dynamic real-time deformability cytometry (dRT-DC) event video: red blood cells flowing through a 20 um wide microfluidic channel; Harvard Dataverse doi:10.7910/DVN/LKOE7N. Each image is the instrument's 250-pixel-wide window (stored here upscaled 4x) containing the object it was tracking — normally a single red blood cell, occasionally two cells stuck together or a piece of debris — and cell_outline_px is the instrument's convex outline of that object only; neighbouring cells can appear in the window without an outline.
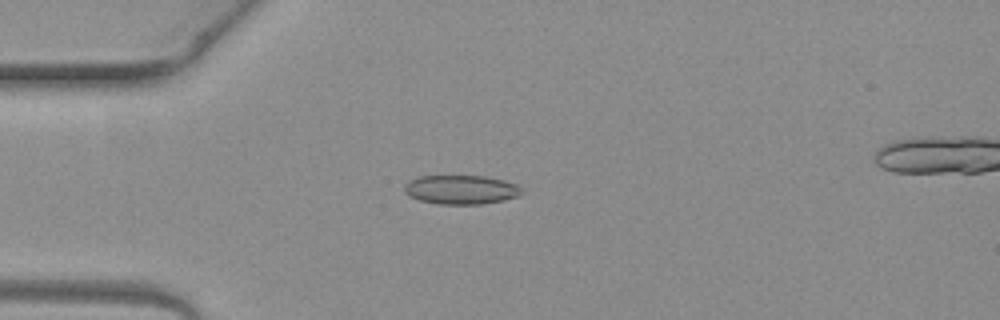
{"species": "common noctule bat (a hibernating species)", "species_latin": "Nyctalus noctula", "temperature_condition": "warm", "stored_images_in_passage": 3, "camera_frame_rate_fps": 3000, "um_per_image_px": 0.085, "animal": {"sex": "female", "body_mass_g": 19.3, "forearm_length_mm": 54.1}, "frame": {"image": 1, "passage_image": 2, "time_ms": 0.333, "image_size_px": [1000, 320], "cell_outline_px": [[524, 192], [520, 196], [504, 200], [480, 204], [440, 204], [420, 200], [404, 192], [404, 184], [408, 180], [420, 176], [484, 176], [504, 180], [516, 184]], "centroid_in_image_um": [39.2, 16.11], "position_along_channel_um": 45.8, "area_um2": 19.88}}